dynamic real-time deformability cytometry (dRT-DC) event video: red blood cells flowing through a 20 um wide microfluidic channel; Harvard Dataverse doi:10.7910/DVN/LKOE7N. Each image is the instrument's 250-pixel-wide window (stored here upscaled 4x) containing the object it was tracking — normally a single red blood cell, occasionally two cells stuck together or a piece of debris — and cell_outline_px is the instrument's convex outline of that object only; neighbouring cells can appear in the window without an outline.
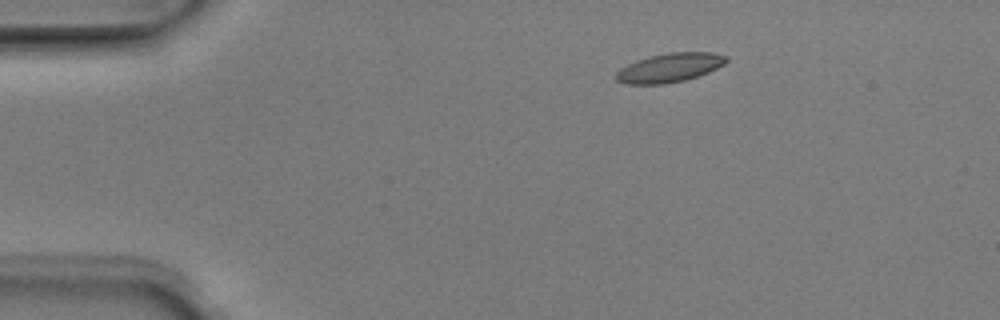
{"species": "Egyptian fruit bat (a non-hibernating species)", "species_latin": "Rousettus aegyptiacus", "temperature_condition": "room temperature", "stored_images_in_passage": 5, "camera_frame_rate_fps": 3000, "um_per_image_px": 0.085, "animal": {"sex": "male"}, "frame": {"image": 1, "passage_image": 3, "time_ms": 0.667, "image_size_px": [1000, 320], "cell_outline_px": [[728, 60], [724, 64], [708, 72], [684, 80], [664, 84], [624, 84], [616, 80], [616, 72], [620, 68], [636, 60], [668, 52], [712, 52], [728, 56]], "centroid_in_image_um": [56.91, 5.75], "position_along_channel_um": 28.1, "area_um2": 18.55}}
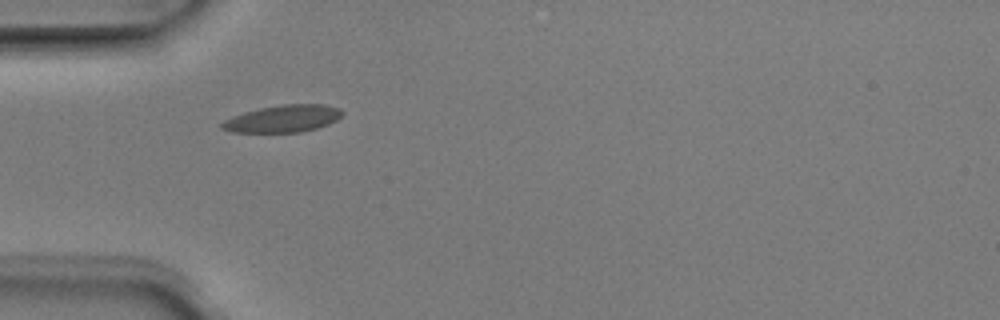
{"frame": {"image": 2, "passage_image": 5, "time_ms": 1.333, "image_size_px": [1000, 320], "cell_outline_px": [[344, 112], [336, 120], [328, 124], [316, 128], [300, 132], [232, 132], [220, 128], [220, 124], [224, 120], [232, 116], [244, 112], [260, 108], [284, 104], [324, 104], [340, 108]], "centroid_in_image_um": [24.04, 10.08], "position_along_channel_um": 61.0, "area_um2": 19.02}}